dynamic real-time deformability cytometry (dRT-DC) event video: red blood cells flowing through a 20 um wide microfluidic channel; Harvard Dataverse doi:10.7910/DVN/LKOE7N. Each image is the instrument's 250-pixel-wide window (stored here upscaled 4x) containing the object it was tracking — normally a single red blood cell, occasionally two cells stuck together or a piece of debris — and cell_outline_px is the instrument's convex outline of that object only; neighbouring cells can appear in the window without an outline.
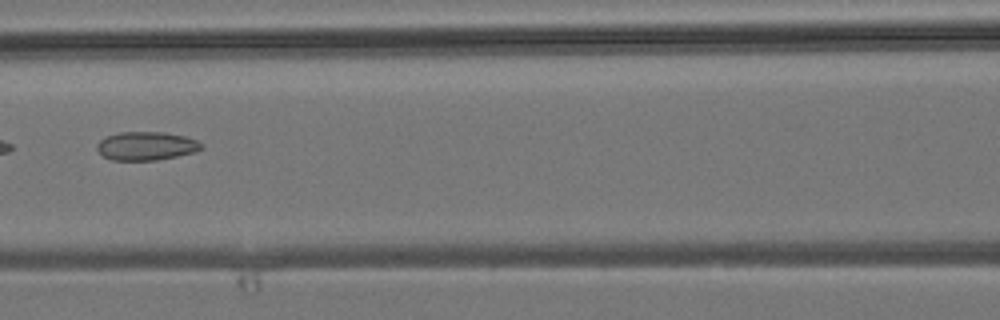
{"species": "common noctule bat (a hibernating species)", "species_latin": "Nyctalus noctula", "temperature_condition": "room temperature", "stored_images_in_passage": 8, "camera_frame_rate_fps": 3000, "um_per_image_px": 0.085, "animal": {"sex": "male", "body_mass_g": 19.2, "forearm_length_mm": 51.8}, "frame": {"image": 1, "passage_image": 7, "time_ms": 7.0, "image_size_px": [1000, 320], "cell_outline_px": [[204, 148], [196, 152], [156, 160], [112, 160], [104, 156], [96, 148], [96, 144], [100, 140], [108, 136], [120, 132], [164, 132], [184, 136], [196, 140], [204, 144]], "centroid_in_image_um": [12.46, 12.4], "position_along_channel_um": 154.1, "area_um2": 17.34}}
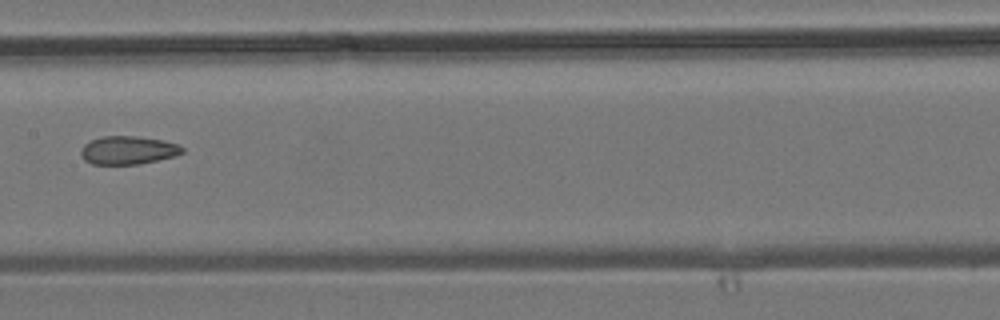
{"frame": {"image": 2, "passage_image": 8, "time_ms": 8.0, "image_size_px": [1000, 320], "cell_outline_px": [[184, 152], [176, 156], [140, 164], [92, 164], [84, 160], [80, 152], [84, 144], [92, 140], [104, 136], [136, 136], [160, 140], [176, 144], [184, 148]], "centroid_in_image_um": [10.88, 12.78], "position_along_channel_um": 196.5, "area_um2": 16.59}}